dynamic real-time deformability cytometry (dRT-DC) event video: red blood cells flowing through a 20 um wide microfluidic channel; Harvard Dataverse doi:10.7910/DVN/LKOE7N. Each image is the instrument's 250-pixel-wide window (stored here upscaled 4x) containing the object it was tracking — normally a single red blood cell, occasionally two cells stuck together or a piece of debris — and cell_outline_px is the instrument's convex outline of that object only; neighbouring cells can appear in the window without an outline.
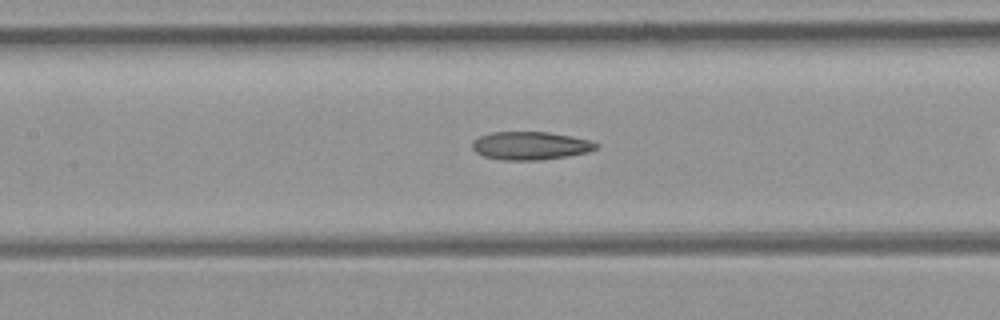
{"species": "common noctule bat (a hibernating species)", "species_latin": "Nyctalus noctula", "temperature_condition": "room temperature", "stored_images_in_passage": 31, "camera_frame_rate_fps": 3000, "um_per_image_px": 0.085, "animal": {"sex": "female", "body_mass_g": 21.9}, "frame": {"image": 1, "passage_image": 13, "time_ms": 4.0, "image_size_px": [1000, 320], "cell_outline_px": [[600, 144], [596, 148], [588, 152], [568, 156], [540, 160], [500, 160], [484, 156], [476, 152], [472, 148], [472, 140], [480, 136], [492, 132], [548, 132], [572, 136], [588, 140]], "centroid_in_image_um": [45.07, 12.38], "position_along_channel_um": 162.3, "area_um2": 20.35}}
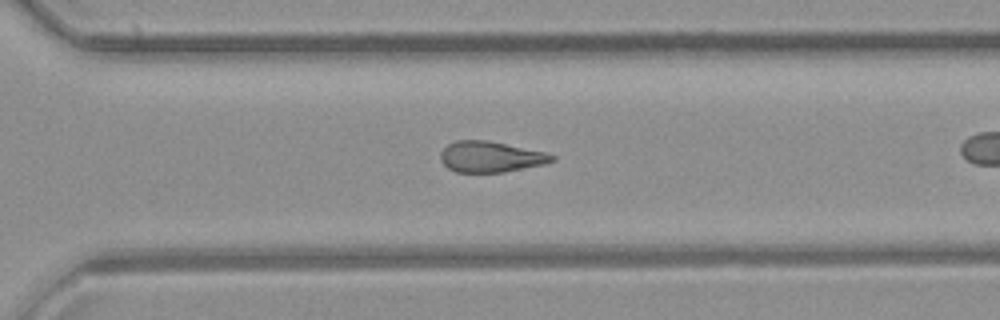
{"frame": {"image": 2, "passage_image": 25, "time_ms": 8.0, "image_size_px": [1000, 320], "cell_outline_px": [[556, 160], [544, 164], [504, 172], [456, 172], [448, 168], [440, 160], [440, 152], [448, 144], [456, 140], [488, 140], [544, 152], [556, 156]], "centroid_in_image_um": [41.69, 13.32], "position_along_channel_um": 328.9, "area_um2": 20.0}, "authors_computed_cell_mechanics": {"area_um2": 20.3456, "velocity_mm_per_s": 4.1813, "shape_relaxation_time_tau1_ms": null, "shape_relaxation_time_tau2_ms": 6.6583, "deformation_change_tau1": null, "deformation_change_tau2": 0.1825}}